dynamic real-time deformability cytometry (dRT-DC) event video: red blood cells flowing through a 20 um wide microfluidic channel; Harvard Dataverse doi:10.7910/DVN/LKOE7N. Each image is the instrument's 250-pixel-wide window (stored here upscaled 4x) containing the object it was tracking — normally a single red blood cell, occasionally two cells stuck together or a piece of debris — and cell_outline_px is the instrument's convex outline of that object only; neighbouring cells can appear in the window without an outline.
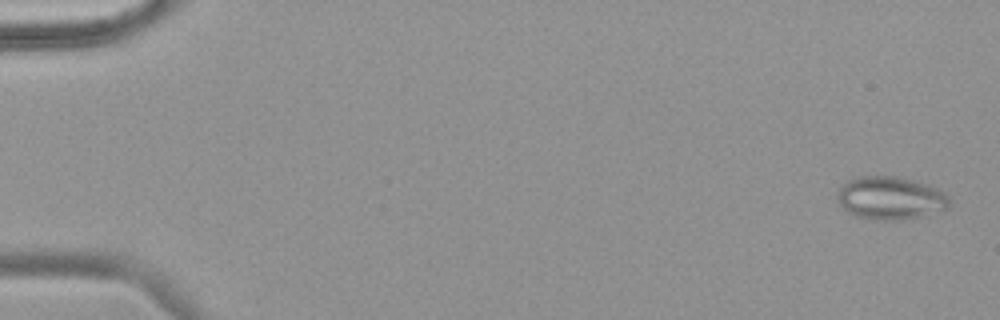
{"species": "common noctule bat (a hibernating species)", "species_latin": "Nyctalus noctula", "temperature_condition": "warm", "stored_images_in_passage": 55, "camera_frame_rate_fps": 3000, "um_per_image_px": 0.085, "animal": {"sex": "female", "body_mass_g": 18.4}, "frame": {"image": 1, "passage_image": 2, "time_ms": 0.333, "image_size_px": [1000, 320], "cell_outline_px": [[948, 208], [924, 216], [896, 220], [880, 220], [856, 216], [848, 212], [836, 200], [836, 196], [840, 188], [848, 180], [860, 176], [896, 176], [912, 180], [936, 188], [944, 192], [948, 196]], "centroid_in_image_um": [75.67, 16.84], "position_along_channel_um": 9.3, "area_um2": 27.86}}
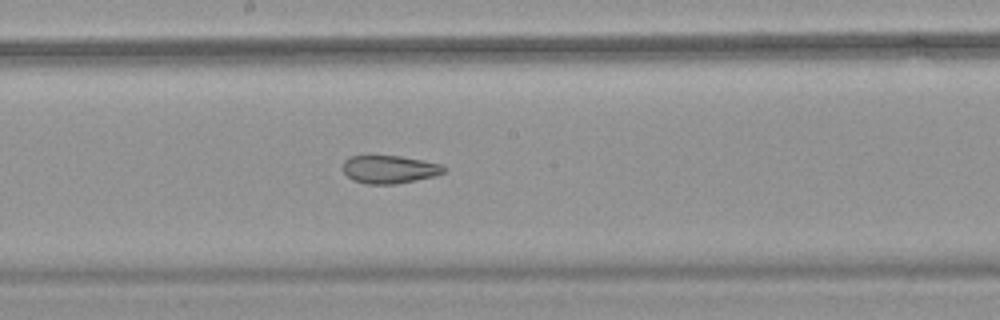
{"frame": {"image": 2, "passage_image": 31, "time_ms": 10.0, "image_size_px": [1000, 320], "cell_outline_px": [[448, 168], [444, 172], [436, 176], [396, 184], [368, 184], [352, 180], [344, 172], [344, 160], [348, 156], [400, 156], [440, 164]], "centroid_in_image_um": [33.11, 14.4], "position_along_channel_um": 215.1, "area_um2": 16.42}}
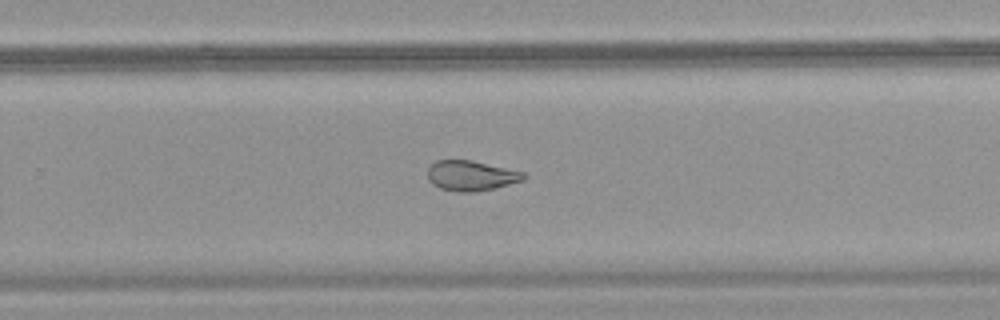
{"frame": {"image": 3, "passage_image": 37, "time_ms": 12.0, "image_size_px": [1000, 320], "cell_outline_px": [[528, 176], [524, 180], [492, 188], [472, 192], [456, 192], [440, 188], [432, 184], [428, 180], [428, 168], [436, 160], [472, 160], [524, 172]], "centroid_in_image_um": [40.03, 14.93], "position_along_channel_um": 289.8, "area_um2": 16.82}, "authors_computed_cell_mechanics": {"area_um2": 22.4264, "velocity_mm_per_s": 3.746, "shape_relaxation_time_tau1_ms": null, "shape_relaxation_time_tau2_ms": 1.8051, "deformation_change_tau1": null, "deformation_change_tau2": 0.0939}}